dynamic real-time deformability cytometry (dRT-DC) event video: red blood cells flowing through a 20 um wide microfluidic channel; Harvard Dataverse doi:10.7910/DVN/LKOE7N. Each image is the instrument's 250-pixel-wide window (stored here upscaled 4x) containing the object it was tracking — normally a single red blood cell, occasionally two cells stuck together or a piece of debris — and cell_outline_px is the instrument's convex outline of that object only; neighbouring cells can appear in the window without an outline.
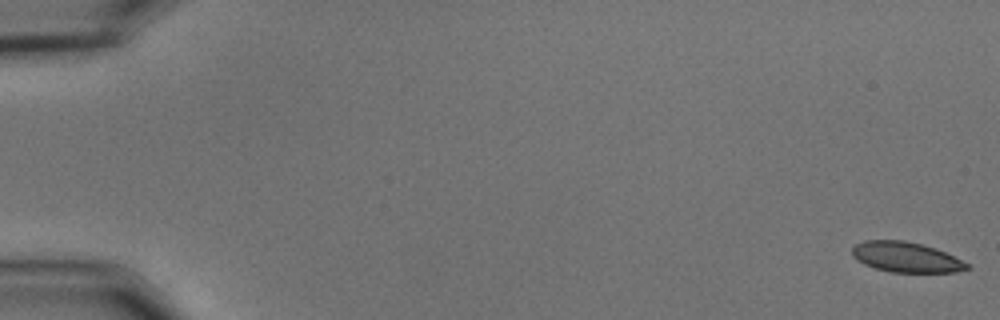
{"species": "common noctule bat (a hibernating species)", "species_latin": "Nyctalus noctula", "temperature_condition": "cold", "stored_images_in_passage": 57, "camera_frame_rate_fps": 3000, "um_per_image_px": 0.085, "animal": {"sex": "male", "body_mass_g": 15.6}, "frame": {"image": 1, "passage_image": 1, "time_ms": 0.0, "image_size_px": [1000, 320], "cell_outline_px": [[972, 268], [956, 272], [892, 272], [876, 268], [864, 264], [856, 260], [852, 256], [852, 248], [856, 244], [864, 240], [904, 240], [936, 248], [968, 264]], "centroid_in_image_um": [76.98, 21.85], "position_along_channel_um": 8.0, "area_um2": 20.11}}
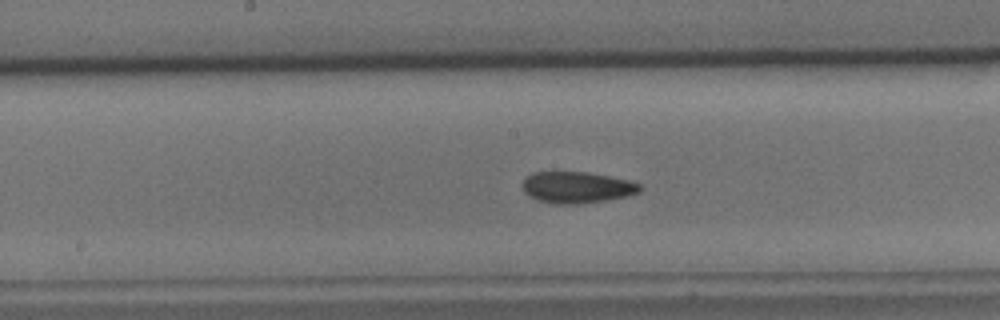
{"frame": {"image": 2, "passage_image": 30, "time_ms": 9.667, "image_size_px": [1000, 320], "cell_outline_px": [[644, 188], [640, 192], [624, 196], [604, 200], [576, 204], [552, 204], [540, 200], [524, 192], [524, 180], [532, 172], [588, 172], [628, 180], [640, 184]], "centroid_in_image_um": [49.06, 15.92], "position_along_channel_um": 199.1, "area_um2": 21.15}}
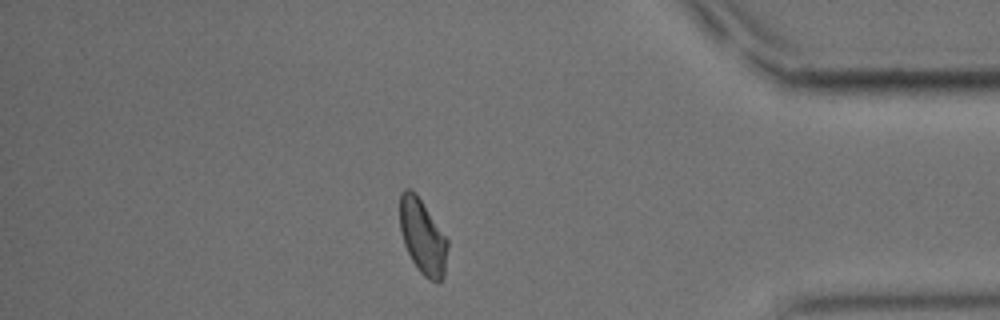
{"frame": {"image": 3, "passage_image": 49, "time_ms": 16.0, "image_size_px": [1000, 320], "cell_outline_px": [[448, 248], [444, 276], [436, 284], [428, 280], [416, 268], [404, 244], [400, 232], [400, 192], [404, 188], [412, 188], [416, 192], [448, 240]], "centroid_in_image_um": [35.92, 20.12], "position_along_channel_um": 399.3, "area_um2": 21.1}}